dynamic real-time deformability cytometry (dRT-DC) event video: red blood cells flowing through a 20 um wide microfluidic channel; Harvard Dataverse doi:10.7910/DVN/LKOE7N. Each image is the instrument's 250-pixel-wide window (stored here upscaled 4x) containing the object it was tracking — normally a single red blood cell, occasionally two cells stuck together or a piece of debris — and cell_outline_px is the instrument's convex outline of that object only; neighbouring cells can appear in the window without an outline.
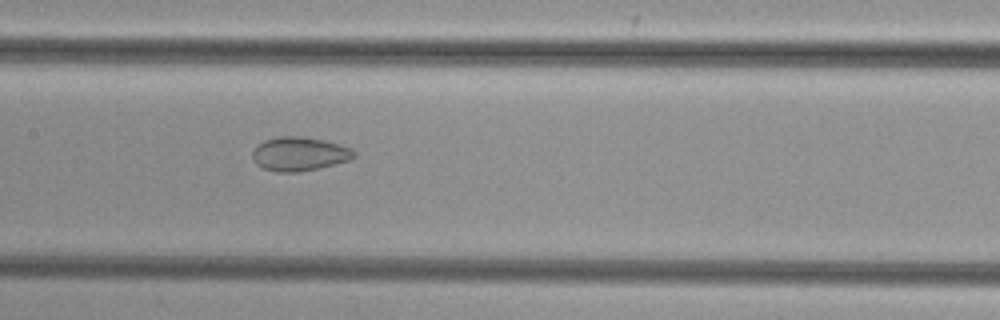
{"species": "common noctule bat (a hibernating species)", "species_latin": "Nyctalus noctula", "temperature_condition": "cold", "stored_images_in_passage": 32, "camera_frame_rate_fps": 3000, "um_per_image_px": 0.085, "animal": {"sex": "female", "body_mass_g": 29.2, "forearm_length_mm": 56.3}, "frame": {"image": 1, "passage_image": 12, "time_ms": 3.667, "image_size_px": [1000, 320], "cell_outline_px": [[356, 156], [348, 160], [336, 164], [296, 172], [276, 172], [264, 168], [256, 164], [252, 156], [252, 152], [264, 140], [280, 136], [296, 136], [324, 140], [352, 148], [356, 152]], "centroid_in_image_um": [25.46, 13.08], "position_along_channel_um": 181.9, "area_um2": 19.83}}
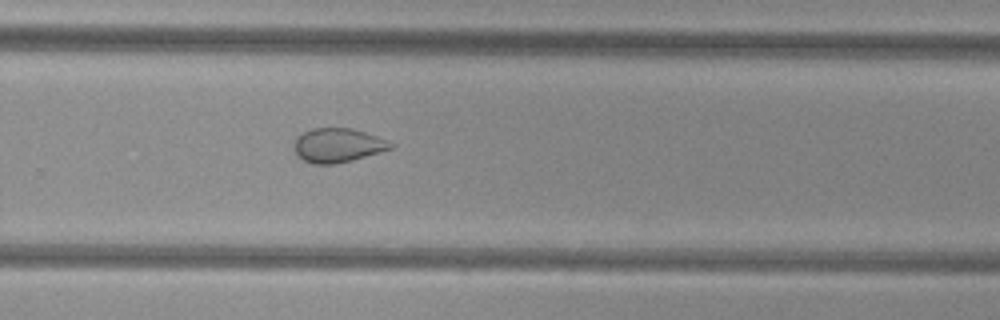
{"frame": {"image": 2, "passage_image": 21, "time_ms": 6.667, "image_size_px": [1000, 320], "cell_outline_px": [[396, 144], [392, 148], [380, 152], [352, 160], [336, 164], [312, 164], [296, 156], [292, 144], [304, 132], [312, 128], [352, 128], [376, 136]], "centroid_in_image_um": [28.69, 12.36], "position_along_channel_um": 301.1, "area_um2": 19.19}}
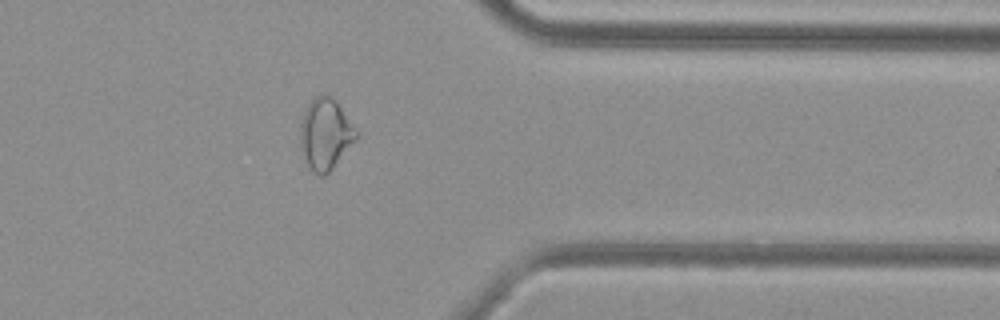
{"frame": {"image": 3, "passage_image": 28, "time_ms": 9.0, "image_size_px": [1000, 320], "cell_outline_px": [[356, 140], [332, 168], [324, 176], [320, 176], [312, 172], [308, 164], [300, 144], [300, 124], [304, 112], [308, 104], [316, 96], [328, 96], [336, 100], [356, 132]], "centroid_in_image_um": [27.63, 11.41], "position_along_channel_um": 383.8, "area_um2": 22.48}}